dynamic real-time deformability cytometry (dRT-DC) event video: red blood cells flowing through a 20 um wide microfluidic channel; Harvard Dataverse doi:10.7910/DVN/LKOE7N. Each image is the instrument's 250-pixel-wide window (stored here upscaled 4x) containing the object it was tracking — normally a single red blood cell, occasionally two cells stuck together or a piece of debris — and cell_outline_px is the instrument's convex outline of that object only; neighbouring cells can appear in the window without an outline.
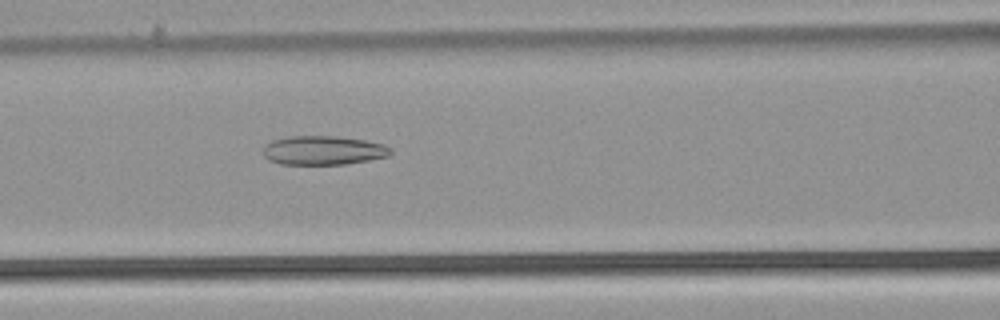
{"species": "common noctule bat (a hibernating species)", "species_latin": "Nyctalus noctula", "temperature_condition": "warm", "stored_images_in_passage": 35, "camera_frame_rate_fps": 3000, "um_per_image_px": 0.085, "animal": {"sex": "male", "body_mass_g": 21.5, "forearm_length_mm": 52.0}, "frame": {"image": 1, "passage_image": 6, "time_ms": 1.667, "image_size_px": [1000, 320], "cell_outline_px": [[392, 152], [388, 156], [368, 160], [344, 164], [280, 164], [268, 160], [264, 156], [264, 144], [272, 140], [288, 136], [336, 136], [364, 140], [384, 144], [392, 148]], "centroid_in_image_um": [27.46, 12.77], "position_along_channel_um": 139.1, "area_um2": 21.62}}
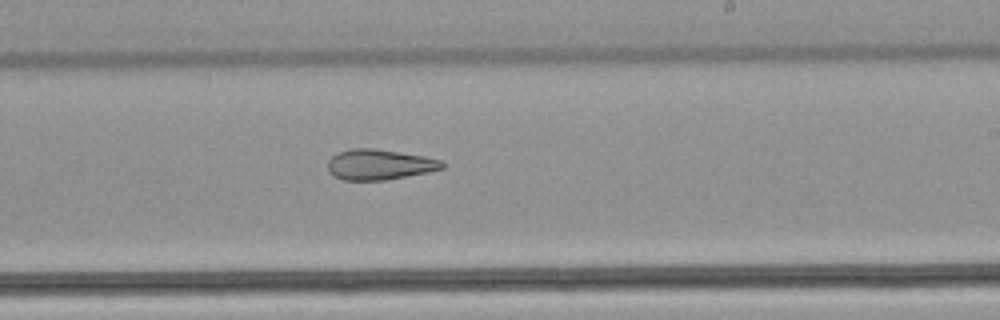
{"frame": {"image": 2, "passage_image": 15, "time_ms": 4.667, "image_size_px": [1000, 320], "cell_outline_px": [[444, 168], [428, 172], [384, 180], [344, 180], [332, 176], [328, 172], [328, 160], [336, 152], [352, 148], [372, 148], [424, 156], [444, 160]], "centroid_in_image_um": [32.22, 13.98], "position_along_channel_um": 256.8, "area_um2": 20.4}}
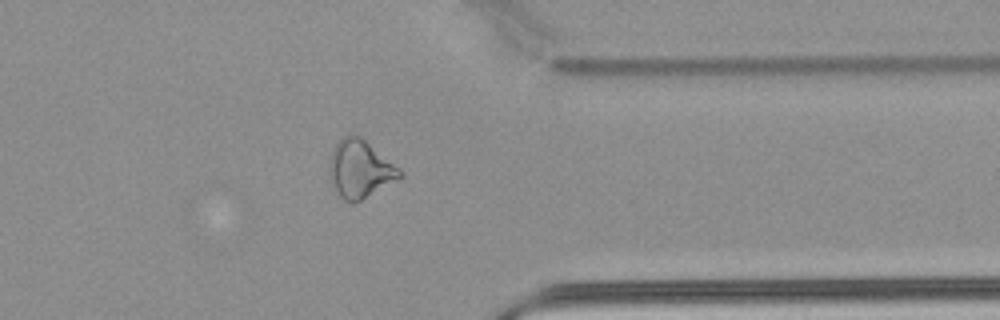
{"frame": {"image": 3, "passage_image": 25, "time_ms": 8.0, "image_size_px": [1000, 320], "cell_outline_px": [[404, 176], [360, 200], [352, 204], [348, 204], [336, 192], [332, 184], [328, 172], [328, 164], [332, 148], [348, 132], [360, 136], [400, 168], [404, 172]], "centroid_in_image_um": [30.57, 14.36], "position_along_channel_um": 380.8, "area_um2": 23.93}}